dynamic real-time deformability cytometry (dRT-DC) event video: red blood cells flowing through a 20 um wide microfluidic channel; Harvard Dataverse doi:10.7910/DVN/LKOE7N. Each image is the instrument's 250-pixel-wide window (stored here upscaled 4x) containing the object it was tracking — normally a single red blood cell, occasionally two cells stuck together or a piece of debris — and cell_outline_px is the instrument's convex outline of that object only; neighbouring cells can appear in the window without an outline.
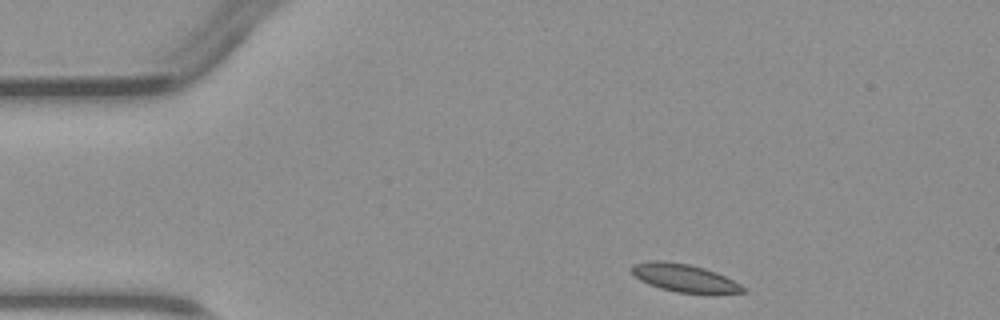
{"species": "common noctule bat (a hibernating species)", "species_latin": "Nyctalus noctula", "temperature_condition": "warm", "stored_images_in_passage": 3, "camera_frame_rate_fps": 3000, "um_per_image_px": 0.085, "animal": {"sex": "male", "body_mass_g": 23.1, "forearm_length_mm": 52.7}, "frame": {"image": 1, "passage_image": 1, "time_ms": 0.0, "image_size_px": [1000, 320], "cell_outline_px": [[744, 292], [676, 292], [660, 288], [648, 284], [640, 280], [632, 272], [632, 264], [652, 260], [660, 260], [688, 264], [704, 268], [716, 272], [740, 284], [744, 288]], "centroid_in_image_um": [58.09, 23.6], "position_along_channel_um": 26.9, "area_um2": 17.51}}
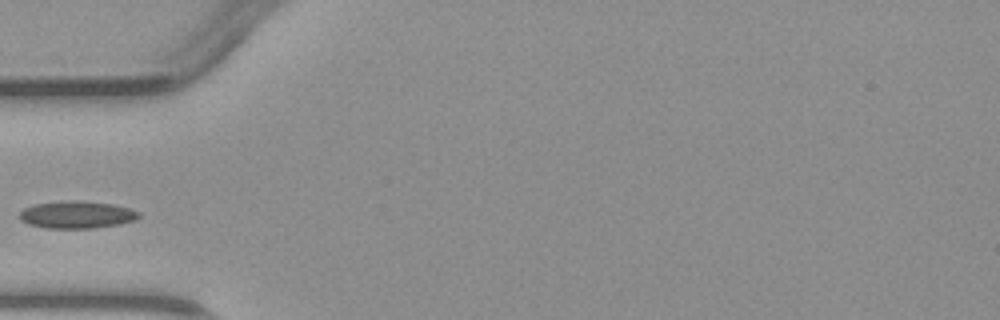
{"frame": {"image": 2, "passage_image": 3, "time_ms": 2.667, "image_size_px": [1000, 320], "cell_outline_px": [[140, 216], [136, 220], [120, 224], [96, 228], [44, 228], [28, 224], [20, 220], [16, 216], [24, 208], [32, 204], [64, 200], [76, 200], [112, 204], [128, 208], [140, 212]], "centroid_in_image_um": [6.48, 18.25], "position_along_channel_um": 78.5, "area_um2": 19.31}}